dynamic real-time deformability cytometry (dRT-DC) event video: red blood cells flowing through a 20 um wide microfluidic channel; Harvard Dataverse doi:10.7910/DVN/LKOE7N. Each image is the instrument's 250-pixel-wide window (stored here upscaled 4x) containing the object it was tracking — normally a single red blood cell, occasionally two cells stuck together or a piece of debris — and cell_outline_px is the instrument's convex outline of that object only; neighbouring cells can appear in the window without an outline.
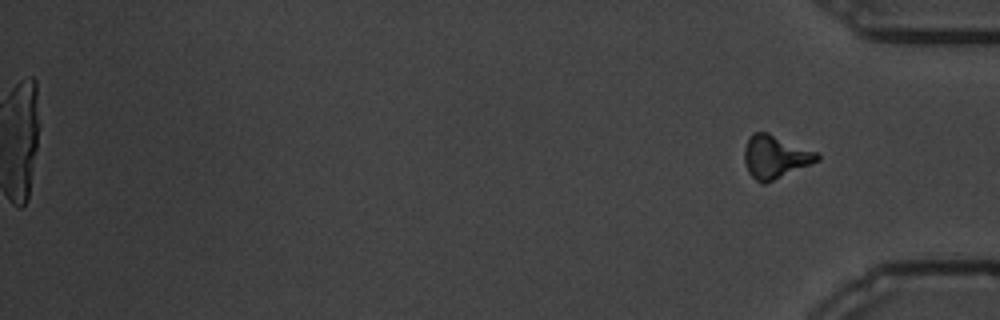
{"species": "common noctule bat (a hibernating species)", "species_latin": "Nyctalus noctula", "temperature_condition": "warm", "stored_images_in_passage": 13, "camera_frame_rate_fps": 3000, "um_per_image_px": 0.085, "animal": {"sex": "male", "body_mass_g": 19.5, "forearm_length_mm": 54.6}, "frame": {"image": 1, "passage_image": 13, "time_ms": 15.0, "image_size_px": [1000, 320], "cell_outline_px": [[820, 160], [764, 184], [760, 184], [748, 172], [744, 160], [744, 148], [748, 136], [752, 132], [768, 132], [820, 152]], "centroid_in_image_um": [65.9, 13.3], "position_along_channel_um": 369.3, "area_um2": 18.55}, "authors_computed_cell_mechanics": {"area_um2": 20.2878, "velocity_mm_per_s": 3.3997, "shape_relaxation_time_tau1_ms": 4.6318, "shape_relaxation_time_tau2_ms": null, "deformation_change_tau1": 0.2326, "deformation_change_tau2": null}}